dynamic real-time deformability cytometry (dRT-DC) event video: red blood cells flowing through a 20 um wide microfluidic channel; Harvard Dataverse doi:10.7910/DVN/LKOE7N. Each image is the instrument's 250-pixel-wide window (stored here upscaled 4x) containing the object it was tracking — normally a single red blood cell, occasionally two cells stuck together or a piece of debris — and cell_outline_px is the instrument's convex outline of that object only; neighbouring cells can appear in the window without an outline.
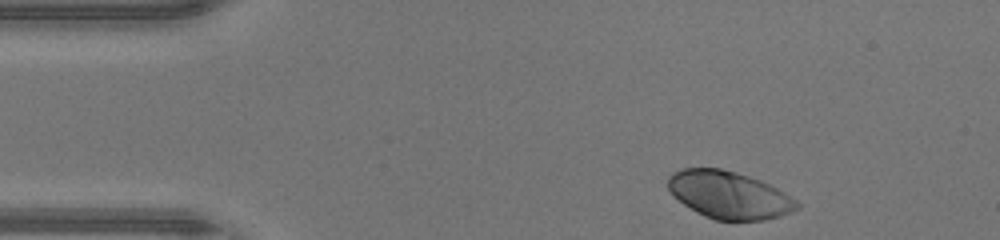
{"species": "human", "species_latin": "Homo sapiens", "temperature_condition": "warm", "stored_images_in_passage": 34, "camera_frame_rate_fps": 3000, "um_per_image_px": 0.085, "donor": {"sex": "male"}, "frame": {"image": 1, "passage_image": 1, "time_ms": 0.0, "image_size_px": [1000, 240], "cell_outline_px": [[800, 208], [792, 212], [780, 216], [764, 220], [716, 220], [704, 216], [696, 212], [672, 196], [668, 188], [668, 176], [672, 172], [684, 168], [720, 168], [736, 172], [760, 180], [784, 192], [796, 200], [800, 204]], "centroid_in_image_um": [61.95, 16.57], "position_along_channel_um": 23.0, "area_um2": 35.66}}
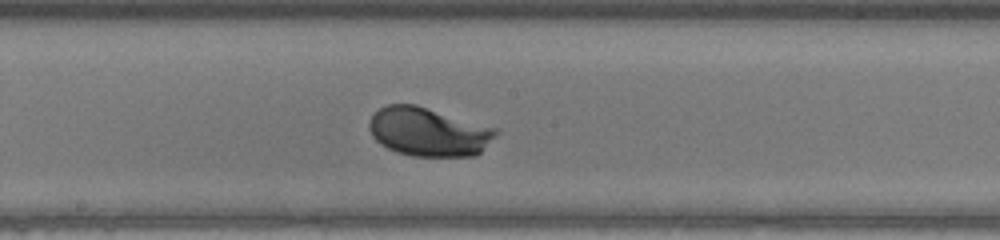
{"frame": {"image": 2, "passage_image": 19, "time_ms": 6.0, "image_size_px": [1000, 240], "cell_outline_px": [[500, 132], [476, 156], [412, 156], [396, 152], [380, 144], [372, 136], [368, 128], [368, 124], [372, 116], [380, 108], [388, 104], [416, 104], [496, 128]], "centroid_in_image_um": [36.41, 11.21], "position_along_channel_um": 211.8, "area_um2": 36.01}}
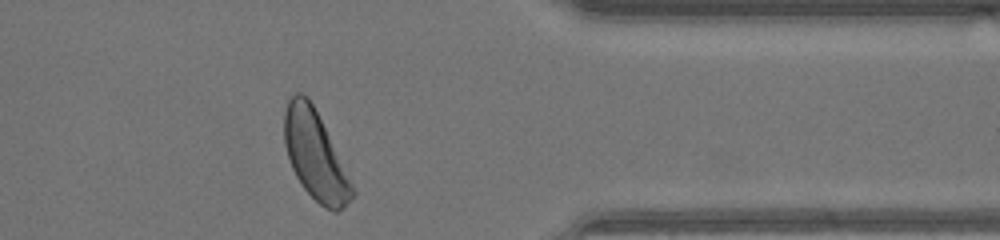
{"frame": {"image": 3, "passage_image": 32, "time_ms": 10.333, "image_size_px": [1000, 240], "cell_outline_px": [[356, 192], [336, 212], [332, 212], [320, 204], [304, 188], [296, 176], [292, 168], [284, 144], [284, 112], [288, 100], [296, 92], [300, 92], [308, 96]], "centroid_in_image_um": [26.74, 13.18], "position_along_channel_um": 384.7, "area_um2": 33.87}, "authors_computed_cell_mechanics": {"area_um2": 35.258, "velocity_mm_per_s": 4.398, "shape_relaxation_time_tau1_ms": 1.5451, "shape_relaxation_time_tau2_ms": null, "deformation_change_tau1": 0.1326, "deformation_change_tau2": null}}